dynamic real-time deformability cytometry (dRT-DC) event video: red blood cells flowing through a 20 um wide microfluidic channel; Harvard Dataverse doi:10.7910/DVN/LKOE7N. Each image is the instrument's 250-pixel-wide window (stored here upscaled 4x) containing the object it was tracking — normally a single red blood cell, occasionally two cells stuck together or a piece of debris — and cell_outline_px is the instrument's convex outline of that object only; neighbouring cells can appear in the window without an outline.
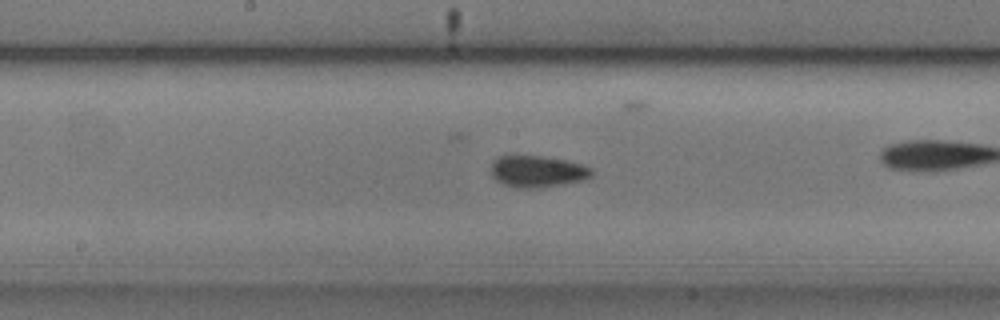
{"species": "common noctule bat (a hibernating species)", "species_latin": "Nyctalus noctula", "temperature_condition": "cold", "stored_images_in_passage": 28, "camera_frame_rate_fps": 3000, "um_per_image_px": 0.085, "animal": {"sex": "male", "body_mass_g": 20.5, "forearm_length_mm": 52.5}, "frame": {"image": 1, "passage_image": 13, "time_ms": 4.0, "image_size_px": [1000, 320], "cell_outline_px": [[592, 176], [584, 180], [536, 188], [516, 188], [504, 184], [496, 180], [492, 176], [492, 160], [500, 156], [540, 156], [568, 160], [592, 168]], "centroid_in_image_um": [45.68, 14.57], "position_along_channel_um": 202.5, "area_um2": 18.44}}